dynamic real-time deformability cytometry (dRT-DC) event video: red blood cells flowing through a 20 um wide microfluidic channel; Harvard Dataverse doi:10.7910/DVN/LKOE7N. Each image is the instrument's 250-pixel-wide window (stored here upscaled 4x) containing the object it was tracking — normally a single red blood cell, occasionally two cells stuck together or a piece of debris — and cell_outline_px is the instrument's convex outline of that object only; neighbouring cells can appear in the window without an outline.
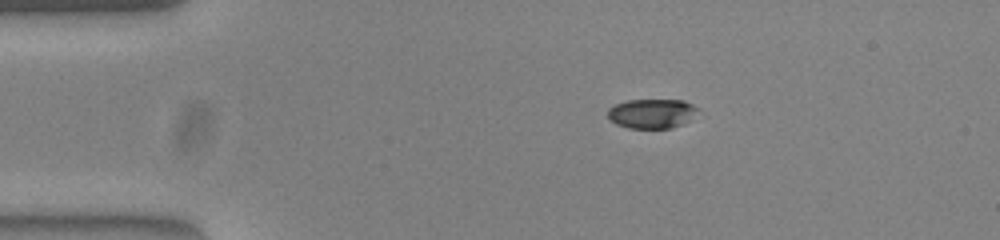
{"species": "common noctule bat (a hibernating species)", "species_latin": "Nyctalus noctula", "temperature_condition": "warm", "stored_images_in_passage": 44, "camera_frame_rate_fps": 3000, "um_per_image_px": 0.085, "animal": {"sex": "female", "body_mass_g": 23.0, "forearm_length_mm": 53.4}, "frame": {"image": 1, "passage_image": 1, "time_ms": 0.0, "image_size_px": [1000, 240], "cell_outline_px": [[700, 108], [684, 124], [672, 128], [628, 128], [616, 124], [608, 116], [608, 108], [616, 104], [628, 100], [684, 100]], "centroid_in_image_um": [55.41, 9.65], "position_along_channel_um": 29.6, "area_um2": 15.43}}
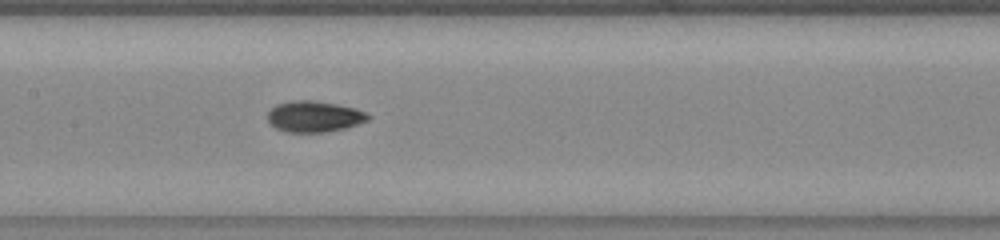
{"frame": {"image": 2, "passage_image": 17, "time_ms": 5.333, "image_size_px": [1000, 240], "cell_outline_px": [[372, 116], [368, 120], [344, 128], [324, 132], [284, 132], [276, 128], [268, 120], [268, 112], [276, 104], [292, 100], [312, 100], [336, 104], [356, 108]], "centroid_in_image_um": [26.69, 9.9], "position_along_channel_um": 180.7, "area_um2": 18.09}}
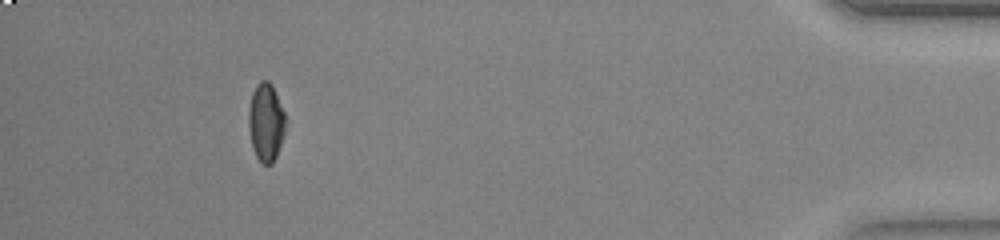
{"frame": {"image": 3, "passage_image": 40, "time_ms": 13.0, "image_size_px": [1000, 240], "cell_outline_px": [[288, 120], [276, 156], [272, 164], [264, 164], [256, 156], [252, 148], [248, 124], [248, 112], [252, 92], [256, 84], [260, 80], [268, 80], [272, 84]], "centroid_in_image_um": [22.61, 10.35], "position_along_channel_um": 412.6, "area_um2": 16.99}, "authors_computed_cell_mechanics": {"area_um2": 17.4267, "velocity_mm_per_s": 3.8727, "shape_relaxation_time_tau1_ms": 4.1899, "shape_relaxation_time_tau2_ms": 2.1324, "deformation_change_tau1": 0.1832, "deformation_change_tau2": 0.0478}}